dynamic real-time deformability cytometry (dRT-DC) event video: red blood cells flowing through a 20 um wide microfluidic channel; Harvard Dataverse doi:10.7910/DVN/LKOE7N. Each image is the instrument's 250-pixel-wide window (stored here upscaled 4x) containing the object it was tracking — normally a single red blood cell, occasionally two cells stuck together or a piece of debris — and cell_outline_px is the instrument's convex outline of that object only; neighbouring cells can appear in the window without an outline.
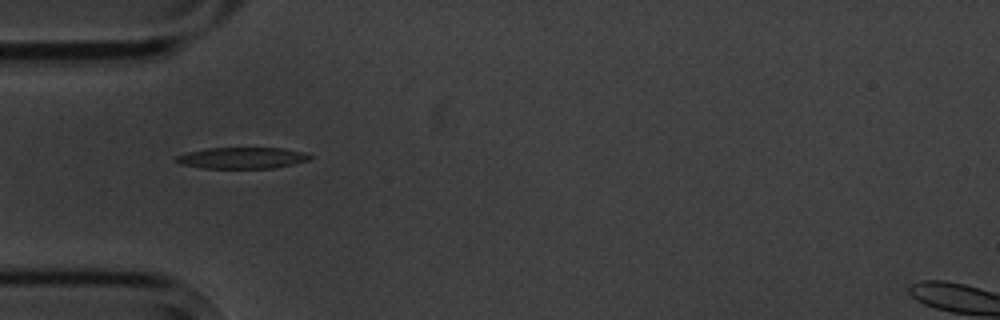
{"species": "common noctule bat (a hibernating species)", "species_latin": "Nyctalus noctula", "temperature_condition": "cold", "stored_images_in_passage": 2, "camera_frame_rate_fps": 3000, "um_per_image_px": 0.085, "animal": {"sex": "male", "body_mass_g": 20.1, "forearm_length_mm": 53.5}, "frame": {"image": 1, "passage_image": 1, "time_ms": 0.0, "image_size_px": [1000, 320], "cell_outline_px": [[312, 156], [308, 160], [292, 164], [272, 168], [204, 168], [180, 164], [172, 160], [176, 156], [188, 152], [208, 148], [280, 148], [300, 152]], "centroid_in_image_um": [20.49, 13.43], "position_along_channel_um": 64.5, "area_um2": 16.36}}
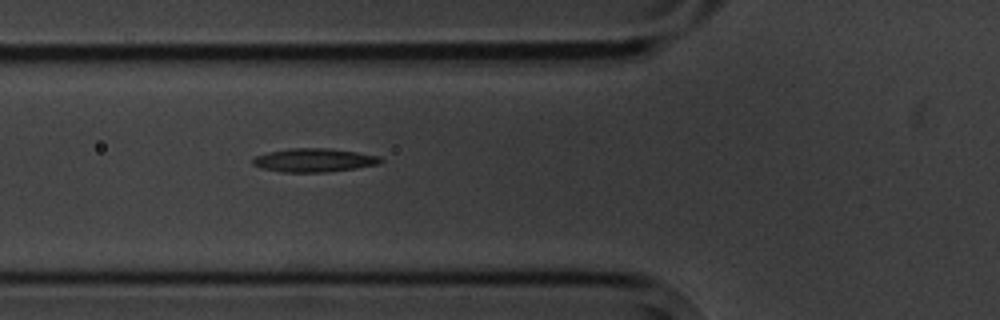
{"frame": {"image": 2, "passage_image": 2, "time_ms": 1.0, "image_size_px": [1000, 320], "cell_outline_px": [[384, 160], [380, 164], [356, 168], [324, 172], [280, 172], [264, 168], [252, 164], [252, 160], [256, 156], [268, 152], [288, 148], [328, 148], [356, 152], [380, 156]], "centroid_in_image_um": [26.72, 13.61], "position_along_channel_um": 99.1, "area_um2": 17.51}}